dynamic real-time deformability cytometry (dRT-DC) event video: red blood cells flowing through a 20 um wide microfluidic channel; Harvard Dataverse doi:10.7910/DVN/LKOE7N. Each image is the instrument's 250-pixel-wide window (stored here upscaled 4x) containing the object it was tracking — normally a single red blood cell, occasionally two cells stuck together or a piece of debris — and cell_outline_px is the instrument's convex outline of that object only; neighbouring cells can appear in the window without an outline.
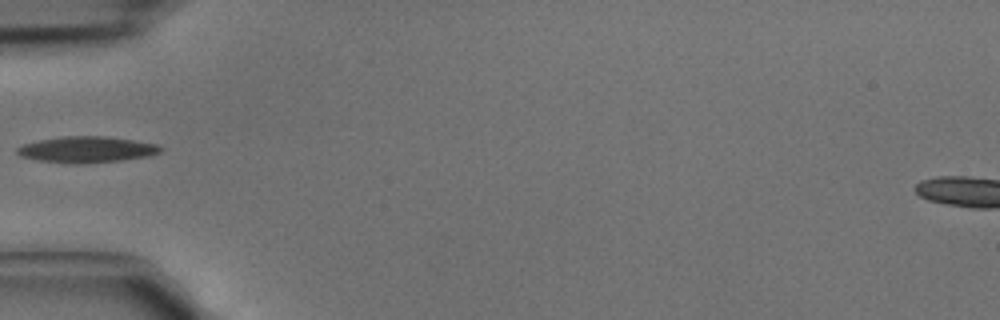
{"species": "common noctule bat (a hibernating species)", "species_latin": "Nyctalus noctula", "temperature_condition": "cold", "stored_images_in_passage": 3, "camera_frame_rate_fps": 3000, "um_per_image_px": 0.085, "animal": {"sex": "male", "body_mass_g": 15.6}, "frame": {"image": 1, "passage_image": 3, "time_ms": 0.667, "image_size_px": [1000, 320], "cell_outline_px": [[164, 148], [160, 152], [152, 156], [120, 160], [84, 164], [68, 164], [36, 160], [20, 156], [16, 152], [16, 148], [24, 144], [40, 140], [60, 136], [104, 136], [132, 140], [156, 144]], "centroid_in_image_um": [7.36, 12.72], "position_along_channel_um": 77.6, "area_um2": 22.02}}